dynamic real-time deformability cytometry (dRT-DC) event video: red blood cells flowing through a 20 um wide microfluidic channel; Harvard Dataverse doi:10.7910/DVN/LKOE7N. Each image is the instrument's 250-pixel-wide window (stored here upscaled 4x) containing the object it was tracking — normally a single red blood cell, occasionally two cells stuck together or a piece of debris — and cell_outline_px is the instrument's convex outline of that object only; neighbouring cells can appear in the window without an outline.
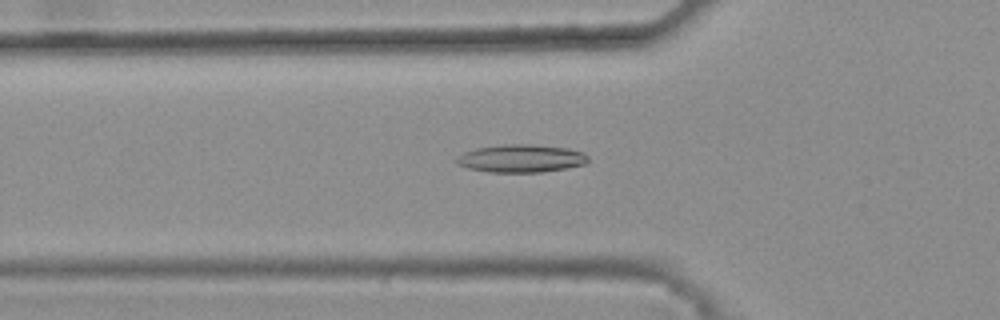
{"species": "common noctule bat (a hibernating species)", "species_latin": "Nyctalus noctula", "temperature_condition": "warm", "stored_images_in_passage": 46, "camera_frame_rate_fps": 3000, "um_per_image_px": 0.085, "animal": {"sex": "female", "body_mass_g": 25.1}, "frame": {"image": 1, "passage_image": 18, "time_ms": 5.667, "image_size_px": [1000, 320], "cell_outline_px": [[588, 160], [584, 164], [544, 172], [488, 172], [468, 168], [456, 164], [456, 160], [464, 152], [476, 148], [504, 144], [532, 144], [568, 148], [584, 152], [588, 156]], "centroid_in_image_um": [44.3, 13.46], "position_along_channel_um": 81.5, "area_um2": 21.33}}
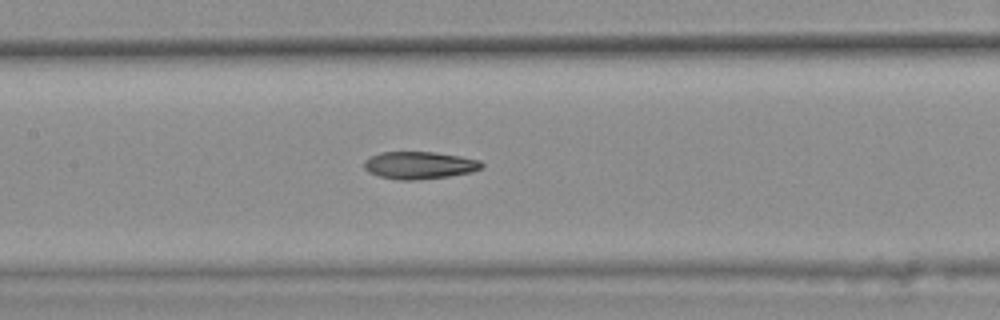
{"frame": {"image": 2, "passage_image": 25, "time_ms": 8.0, "image_size_px": [1000, 320], "cell_outline_px": [[484, 168], [472, 172], [448, 176], [412, 180], [400, 180], [380, 176], [368, 172], [364, 168], [364, 160], [380, 152], [436, 152], [460, 156], [480, 160], [484, 164]], "centroid_in_image_um": [35.68, 14.04], "position_along_channel_um": 171.7, "area_um2": 18.79}}
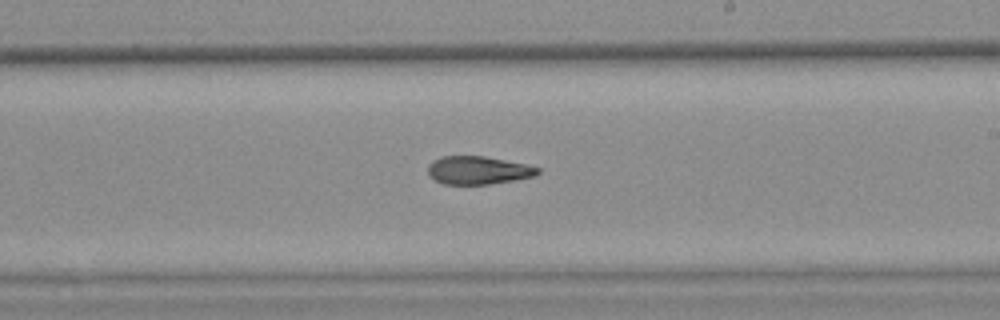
{"frame": {"image": 3, "passage_image": 31, "time_ms": 10.0, "image_size_px": [1000, 320], "cell_outline_px": [[540, 172], [536, 176], [488, 184], [444, 184], [428, 176], [428, 164], [432, 160], [440, 156], [484, 156], [528, 164], [540, 168]], "centroid_in_image_um": [40.63, 14.46], "position_along_channel_um": 248.4, "area_um2": 18.09}, "authors_computed_cell_mechanics": {"area_um2": 19.1896, "velocity_mm_per_s": 3.8445, "shape_relaxation_time_tau1_ms": null, "shape_relaxation_time_tau2_ms": 3.8653, "deformation_change_tau1": null, "deformation_change_tau2": 0.1267}}